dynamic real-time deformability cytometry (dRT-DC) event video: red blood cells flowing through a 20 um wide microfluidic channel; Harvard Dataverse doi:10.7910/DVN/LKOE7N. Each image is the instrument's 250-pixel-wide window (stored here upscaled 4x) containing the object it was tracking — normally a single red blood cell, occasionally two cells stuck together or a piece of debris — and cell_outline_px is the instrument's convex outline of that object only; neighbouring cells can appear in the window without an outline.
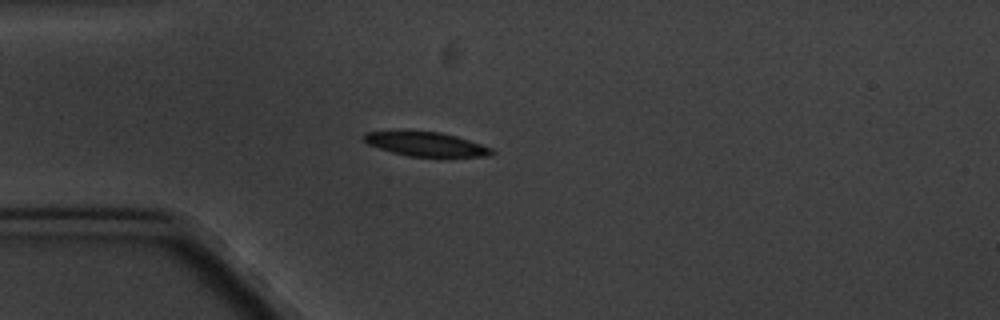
{"species": "common noctule bat (a hibernating species)", "species_latin": "Nyctalus noctula", "temperature_condition": "cold", "stored_images_in_passage": 8, "camera_frame_rate_fps": 3000, "um_per_image_px": 0.085, "animal": {"sex": "male", "body_mass_g": 20.1, "forearm_length_mm": 53.5}, "frame": {"image": 1, "passage_image": 1, "time_ms": 0.0, "image_size_px": [1000, 320], "cell_outline_px": [[496, 152], [488, 156], [444, 160], [408, 156], [392, 152], [368, 144], [360, 136], [364, 132], [440, 132], [456, 136], [492, 148]], "centroid_in_image_um": [36.31, 12.33], "position_along_channel_um": 48.7, "area_um2": 18.67}}
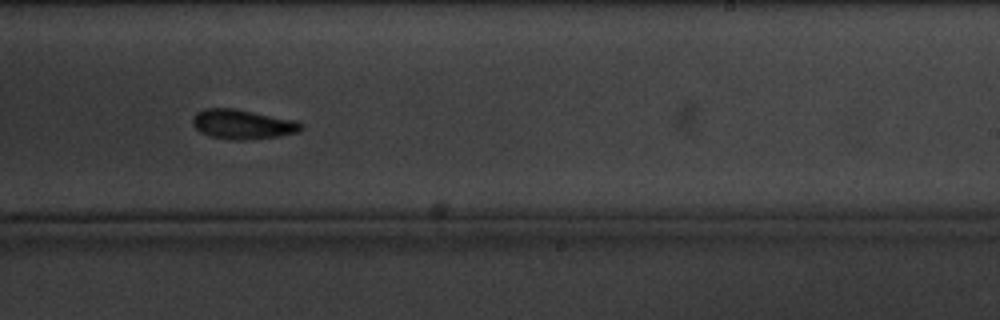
{"frame": {"image": 2, "passage_image": 7, "time_ms": 7.0, "image_size_px": [1000, 320], "cell_outline_px": [[304, 124], [300, 132], [276, 136], [248, 140], [232, 140], [212, 136], [200, 132], [192, 124], [192, 116], [196, 112], [204, 108], [236, 108], [296, 120]], "centroid_in_image_um": [20.62, 10.55], "position_along_channel_um": 268.4, "area_um2": 18.9}}